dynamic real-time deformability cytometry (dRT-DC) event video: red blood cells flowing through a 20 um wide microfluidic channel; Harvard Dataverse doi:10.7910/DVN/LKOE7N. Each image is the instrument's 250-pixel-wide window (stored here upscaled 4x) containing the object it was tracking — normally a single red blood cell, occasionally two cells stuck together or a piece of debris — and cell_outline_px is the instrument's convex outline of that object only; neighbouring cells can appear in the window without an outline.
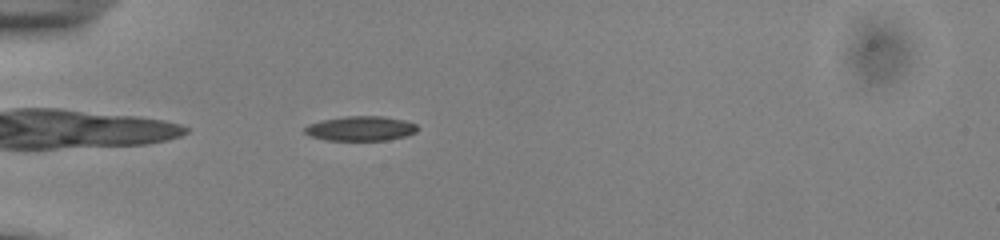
{"species": "common noctule bat (a hibernating species)", "species_latin": "Nyctalus noctula", "temperature_condition": "cold", "stored_images_in_passage": 38, "camera_frame_rate_fps": 3000, "um_per_image_px": 0.085, "animal": {"sex": "male", "body_mass_g": 13.0, "forearm_length_mm": 53.1}, "frame": {"image": 1, "passage_image": 1, "time_ms": 0.0, "image_size_px": [1000, 240], "cell_outline_px": [[416, 132], [408, 136], [388, 140], [324, 140], [312, 136], [304, 132], [304, 128], [308, 124], [320, 120], [344, 116], [384, 116], [404, 120], [416, 124]], "centroid_in_image_um": [30.65, 10.92], "position_along_channel_um": 54.4, "area_um2": 16.3}}
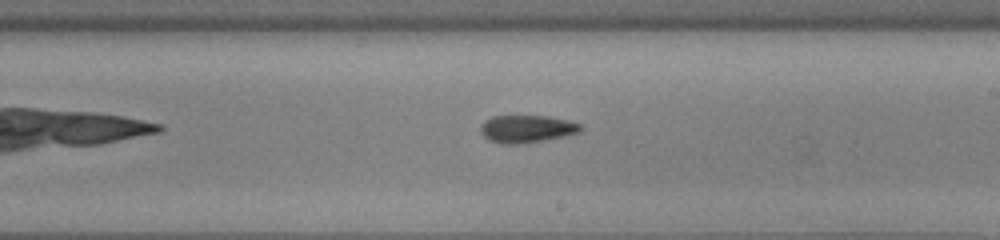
{"frame": {"image": 2, "passage_image": 17, "time_ms": 5.333, "image_size_px": [1000, 240], "cell_outline_px": [[584, 128], [580, 132], [564, 136], [544, 140], [520, 144], [500, 144], [488, 140], [480, 132], [480, 124], [484, 120], [492, 116], [544, 116], [568, 120], [580, 124]], "centroid_in_image_um": [44.74, 10.96], "position_along_channel_um": 244.3, "area_um2": 16.18}}
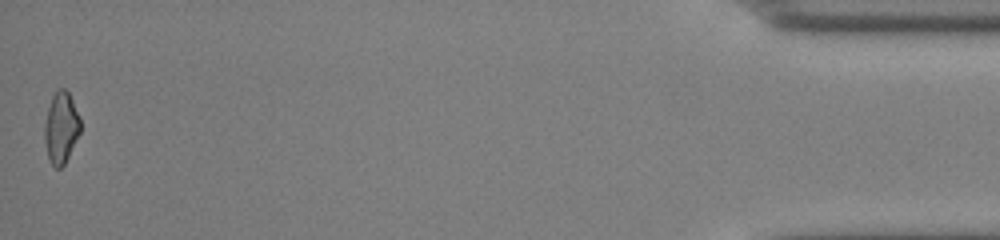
{"frame": {"image": 3, "passage_image": 38, "time_ms": 12.333, "image_size_px": [1000, 240], "cell_outline_px": [[80, 132], [64, 164], [60, 168], [56, 168], [52, 164], [48, 156], [44, 140], [44, 124], [48, 108], [52, 96], [60, 88], [64, 88], [68, 92], [80, 116]], "centroid_in_image_um": [5.19, 10.84], "position_along_channel_um": 430.0, "area_um2": 14.68}, "authors_computed_cell_mechanics": {"area_um2": 15.5482, "velocity_mm_per_s": 3.854, "shape_relaxation_time_tau1_ms": 8.9568, "shape_relaxation_time_tau2_ms": null, "deformation_change_tau1": 0.1609, "deformation_change_tau2": null}}